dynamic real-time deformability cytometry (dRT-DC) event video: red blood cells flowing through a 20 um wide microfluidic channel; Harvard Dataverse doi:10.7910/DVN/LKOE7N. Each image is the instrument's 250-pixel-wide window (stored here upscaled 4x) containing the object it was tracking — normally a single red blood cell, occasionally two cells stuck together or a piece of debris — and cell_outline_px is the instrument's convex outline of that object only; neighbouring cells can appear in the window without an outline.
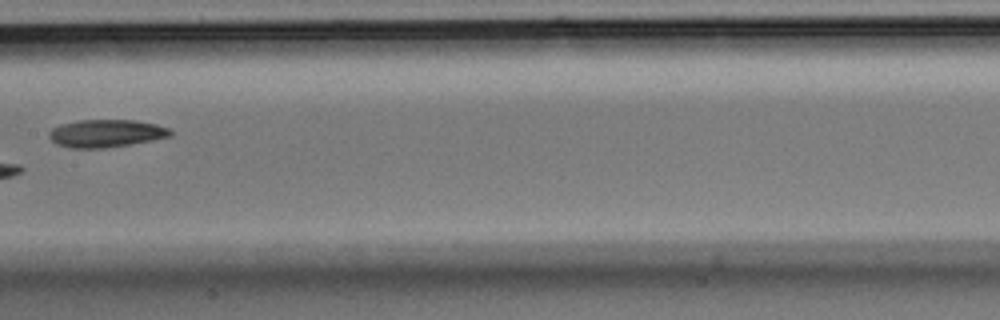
{"species": "Egyptian fruit bat (a non-hibernating species)", "species_latin": "Rousettus aegyptiacus", "temperature_condition": "room temperature", "stored_images_in_passage": 7, "camera_frame_rate_fps": 3000, "um_per_image_px": 0.085, "animal": {"sex": "male"}, "frame": {"image": 1, "passage_image": 7, "time_ms": 2.0, "image_size_px": [1000, 320], "cell_outline_px": [[172, 132], [168, 136], [152, 140], [104, 148], [68, 148], [56, 144], [48, 136], [48, 132], [52, 128], [60, 124], [80, 120], [136, 120], [156, 124], [168, 128]], "centroid_in_image_um": [8.96, 11.33], "position_along_channel_um": 198.4, "area_um2": 19.48}}